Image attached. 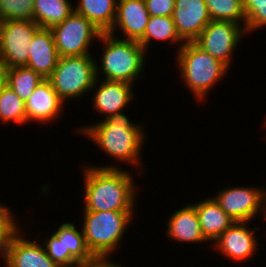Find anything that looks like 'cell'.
<instances>
[{"label":"cell","instance_id":"9a60e30c","mask_svg":"<svg viewBox=\"0 0 266 267\" xmlns=\"http://www.w3.org/2000/svg\"><path fill=\"white\" fill-rule=\"evenodd\" d=\"M149 18L145 0H118L116 17L108 33L116 37L119 30L124 34L120 39L138 42L143 37Z\"/></svg>","mask_w":266,"mask_h":267},{"label":"cell","instance_id":"44dd1931","mask_svg":"<svg viewBox=\"0 0 266 267\" xmlns=\"http://www.w3.org/2000/svg\"><path fill=\"white\" fill-rule=\"evenodd\" d=\"M153 39L160 42L169 41L170 45L179 44L178 49L185 44L177 33L172 16H150L143 37L138 42L148 52L151 42L154 43Z\"/></svg>","mask_w":266,"mask_h":267},{"label":"cell","instance_id":"4fadbf2b","mask_svg":"<svg viewBox=\"0 0 266 267\" xmlns=\"http://www.w3.org/2000/svg\"><path fill=\"white\" fill-rule=\"evenodd\" d=\"M172 18L184 42H194L212 20L205 0H175Z\"/></svg>","mask_w":266,"mask_h":267},{"label":"cell","instance_id":"83f0119b","mask_svg":"<svg viewBox=\"0 0 266 267\" xmlns=\"http://www.w3.org/2000/svg\"><path fill=\"white\" fill-rule=\"evenodd\" d=\"M51 234L43 240L47 255L60 267H80L82 264L71 253H64L63 239L55 231Z\"/></svg>","mask_w":266,"mask_h":267},{"label":"cell","instance_id":"8fae6325","mask_svg":"<svg viewBox=\"0 0 266 267\" xmlns=\"http://www.w3.org/2000/svg\"><path fill=\"white\" fill-rule=\"evenodd\" d=\"M249 225L250 222H234L213 242L214 250L228 257L230 262L240 264L251 259L258 251V237L255 236L258 228L254 226L251 229Z\"/></svg>","mask_w":266,"mask_h":267},{"label":"cell","instance_id":"cb8c5ba5","mask_svg":"<svg viewBox=\"0 0 266 267\" xmlns=\"http://www.w3.org/2000/svg\"><path fill=\"white\" fill-rule=\"evenodd\" d=\"M55 232L63 239L64 253H71L81 264L95 258L85 243L82 228L77 229L76 225L69 221L60 224Z\"/></svg>","mask_w":266,"mask_h":267},{"label":"cell","instance_id":"8992f818","mask_svg":"<svg viewBox=\"0 0 266 267\" xmlns=\"http://www.w3.org/2000/svg\"><path fill=\"white\" fill-rule=\"evenodd\" d=\"M95 56L59 57L52 74L47 78L61 100L75 101L86 96L94 87L96 77ZM78 98V99H77ZM69 99V100H68Z\"/></svg>","mask_w":266,"mask_h":267},{"label":"cell","instance_id":"52a82bcc","mask_svg":"<svg viewBox=\"0 0 266 267\" xmlns=\"http://www.w3.org/2000/svg\"><path fill=\"white\" fill-rule=\"evenodd\" d=\"M59 57L91 54L93 41L103 33L87 18L73 12L62 23L50 28Z\"/></svg>","mask_w":266,"mask_h":267},{"label":"cell","instance_id":"e0dca14e","mask_svg":"<svg viewBox=\"0 0 266 267\" xmlns=\"http://www.w3.org/2000/svg\"><path fill=\"white\" fill-rule=\"evenodd\" d=\"M29 60L26 67L47 79L55 69L59 54L50 29L40 28L29 45Z\"/></svg>","mask_w":266,"mask_h":267},{"label":"cell","instance_id":"2e32d148","mask_svg":"<svg viewBox=\"0 0 266 267\" xmlns=\"http://www.w3.org/2000/svg\"><path fill=\"white\" fill-rule=\"evenodd\" d=\"M21 229L7 245L1 259L6 267H60L46 253L43 244L23 237Z\"/></svg>","mask_w":266,"mask_h":267},{"label":"cell","instance_id":"ac0fdd59","mask_svg":"<svg viewBox=\"0 0 266 267\" xmlns=\"http://www.w3.org/2000/svg\"><path fill=\"white\" fill-rule=\"evenodd\" d=\"M166 235L171 240L184 244L208 242L203 236L199 217L192 203L179 208L169 217Z\"/></svg>","mask_w":266,"mask_h":267},{"label":"cell","instance_id":"9c48e42d","mask_svg":"<svg viewBox=\"0 0 266 267\" xmlns=\"http://www.w3.org/2000/svg\"><path fill=\"white\" fill-rule=\"evenodd\" d=\"M40 29L34 20H7L0 25V60L4 68L26 66L29 45Z\"/></svg>","mask_w":266,"mask_h":267},{"label":"cell","instance_id":"f1b7e54d","mask_svg":"<svg viewBox=\"0 0 266 267\" xmlns=\"http://www.w3.org/2000/svg\"><path fill=\"white\" fill-rule=\"evenodd\" d=\"M15 219L14 213L0 202V258L5 254L12 238L22 229Z\"/></svg>","mask_w":266,"mask_h":267},{"label":"cell","instance_id":"603a6c76","mask_svg":"<svg viewBox=\"0 0 266 267\" xmlns=\"http://www.w3.org/2000/svg\"><path fill=\"white\" fill-rule=\"evenodd\" d=\"M42 80H44L43 77L26 66L5 69L4 83L24 102L33 94Z\"/></svg>","mask_w":266,"mask_h":267},{"label":"cell","instance_id":"d6986e66","mask_svg":"<svg viewBox=\"0 0 266 267\" xmlns=\"http://www.w3.org/2000/svg\"><path fill=\"white\" fill-rule=\"evenodd\" d=\"M193 205L199 217L203 236L209 243L214 242L235 222L220 208L212 196Z\"/></svg>","mask_w":266,"mask_h":267},{"label":"cell","instance_id":"7a4b0ae2","mask_svg":"<svg viewBox=\"0 0 266 267\" xmlns=\"http://www.w3.org/2000/svg\"><path fill=\"white\" fill-rule=\"evenodd\" d=\"M82 126L76 132L88 137L106 156L122 165L124 163L134 166L133 171L142 169L141 152L145 146L144 141H147L142 123L136 124L129 120L128 115L120 112L97 123Z\"/></svg>","mask_w":266,"mask_h":267},{"label":"cell","instance_id":"484cf974","mask_svg":"<svg viewBox=\"0 0 266 267\" xmlns=\"http://www.w3.org/2000/svg\"><path fill=\"white\" fill-rule=\"evenodd\" d=\"M205 3L212 20L236 22L245 28L243 0H205Z\"/></svg>","mask_w":266,"mask_h":267},{"label":"cell","instance_id":"ffe728a7","mask_svg":"<svg viewBox=\"0 0 266 267\" xmlns=\"http://www.w3.org/2000/svg\"><path fill=\"white\" fill-rule=\"evenodd\" d=\"M118 0H78L74 11L81 14L103 33H108L116 17Z\"/></svg>","mask_w":266,"mask_h":267},{"label":"cell","instance_id":"7c38bea8","mask_svg":"<svg viewBox=\"0 0 266 267\" xmlns=\"http://www.w3.org/2000/svg\"><path fill=\"white\" fill-rule=\"evenodd\" d=\"M99 85V86H98ZM132 84L122 81H110L101 80L97 78L94 87L91 89L94 91L92 97V108L96 113L102 117L115 115L123 112V110L129 106L134 100V89ZM95 88V89H94ZM102 114V115H101Z\"/></svg>","mask_w":266,"mask_h":267},{"label":"cell","instance_id":"ba28073f","mask_svg":"<svg viewBox=\"0 0 266 267\" xmlns=\"http://www.w3.org/2000/svg\"><path fill=\"white\" fill-rule=\"evenodd\" d=\"M214 195L220 208L235 222H250L258 214L266 221V188L236 185L223 187Z\"/></svg>","mask_w":266,"mask_h":267},{"label":"cell","instance_id":"5bb4252c","mask_svg":"<svg viewBox=\"0 0 266 267\" xmlns=\"http://www.w3.org/2000/svg\"><path fill=\"white\" fill-rule=\"evenodd\" d=\"M66 105L47 79L42 80L25 102L26 123H55Z\"/></svg>","mask_w":266,"mask_h":267},{"label":"cell","instance_id":"7402d4cb","mask_svg":"<svg viewBox=\"0 0 266 267\" xmlns=\"http://www.w3.org/2000/svg\"><path fill=\"white\" fill-rule=\"evenodd\" d=\"M70 0H34L33 20L40 28L50 29L74 12Z\"/></svg>","mask_w":266,"mask_h":267},{"label":"cell","instance_id":"4316f807","mask_svg":"<svg viewBox=\"0 0 266 267\" xmlns=\"http://www.w3.org/2000/svg\"><path fill=\"white\" fill-rule=\"evenodd\" d=\"M34 0H0V20H33Z\"/></svg>","mask_w":266,"mask_h":267},{"label":"cell","instance_id":"5b68a950","mask_svg":"<svg viewBox=\"0 0 266 267\" xmlns=\"http://www.w3.org/2000/svg\"><path fill=\"white\" fill-rule=\"evenodd\" d=\"M82 232L95 258L111 257L121 246L136 211L83 210Z\"/></svg>","mask_w":266,"mask_h":267},{"label":"cell","instance_id":"4dcf8cb0","mask_svg":"<svg viewBox=\"0 0 266 267\" xmlns=\"http://www.w3.org/2000/svg\"><path fill=\"white\" fill-rule=\"evenodd\" d=\"M150 16H172L175 0H145Z\"/></svg>","mask_w":266,"mask_h":267},{"label":"cell","instance_id":"6da1fadb","mask_svg":"<svg viewBox=\"0 0 266 267\" xmlns=\"http://www.w3.org/2000/svg\"><path fill=\"white\" fill-rule=\"evenodd\" d=\"M83 210L90 211H135L139 193L129 170L113 165L83 166Z\"/></svg>","mask_w":266,"mask_h":267},{"label":"cell","instance_id":"d4e9b609","mask_svg":"<svg viewBox=\"0 0 266 267\" xmlns=\"http://www.w3.org/2000/svg\"><path fill=\"white\" fill-rule=\"evenodd\" d=\"M0 122L26 124L25 102L5 83L0 86Z\"/></svg>","mask_w":266,"mask_h":267},{"label":"cell","instance_id":"3957f363","mask_svg":"<svg viewBox=\"0 0 266 267\" xmlns=\"http://www.w3.org/2000/svg\"><path fill=\"white\" fill-rule=\"evenodd\" d=\"M119 36L101 34L98 42L102 43L104 50L100 56L101 61L99 63L95 61L96 77L101 80L103 75L102 80L104 78V80L122 81L133 85L143 77L147 52L139 42L120 39Z\"/></svg>","mask_w":266,"mask_h":267},{"label":"cell","instance_id":"f546056e","mask_svg":"<svg viewBox=\"0 0 266 267\" xmlns=\"http://www.w3.org/2000/svg\"><path fill=\"white\" fill-rule=\"evenodd\" d=\"M246 33L266 27V0H243Z\"/></svg>","mask_w":266,"mask_h":267},{"label":"cell","instance_id":"1f68e13d","mask_svg":"<svg viewBox=\"0 0 266 267\" xmlns=\"http://www.w3.org/2000/svg\"><path fill=\"white\" fill-rule=\"evenodd\" d=\"M80 267H125L121 264L118 265L112 257L94 258L93 260L83 263Z\"/></svg>","mask_w":266,"mask_h":267},{"label":"cell","instance_id":"d6a6232c","mask_svg":"<svg viewBox=\"0 0 266 267\" xmlns=\"http://www.w3.org/2000/svg\"><path fill=\"white\" fill-rule=\"evenodd\" d=\"M4 80H5V68L2 61L0 60V86L4 83Z\"/></svg>","mask_w":266,"mask_h":267},{"label":"cell","instance_id":"30bf717a","mask_svg":"<svg viewBox=\"0 0 266 267\" xmlns=\"http://www.w3.org/2000/svg\"><path fill=\"white\" fill-rule=\"evenodd\" d=\"M245 33L246 29L236 22L211 20L194 42L230 69Z\"/></svg>","mask_w":266,"mask_h":267},{"label":"cell","instance_id":"277c9868","mask_svg":"<svg viewBox=\"0 0 266 267\" xmlns=\"http://www.w3.org/2000/svg\"><path fill=\"white\" fill-rule=\"evenodd\" d=\"M175 57L183 84L197 102L204 101L216 82L226 77L229 70L224 63L212 57L195 42H185L177 49Z\"/></svg>","mask_w":266,"mask_h":267}]
</instances>
